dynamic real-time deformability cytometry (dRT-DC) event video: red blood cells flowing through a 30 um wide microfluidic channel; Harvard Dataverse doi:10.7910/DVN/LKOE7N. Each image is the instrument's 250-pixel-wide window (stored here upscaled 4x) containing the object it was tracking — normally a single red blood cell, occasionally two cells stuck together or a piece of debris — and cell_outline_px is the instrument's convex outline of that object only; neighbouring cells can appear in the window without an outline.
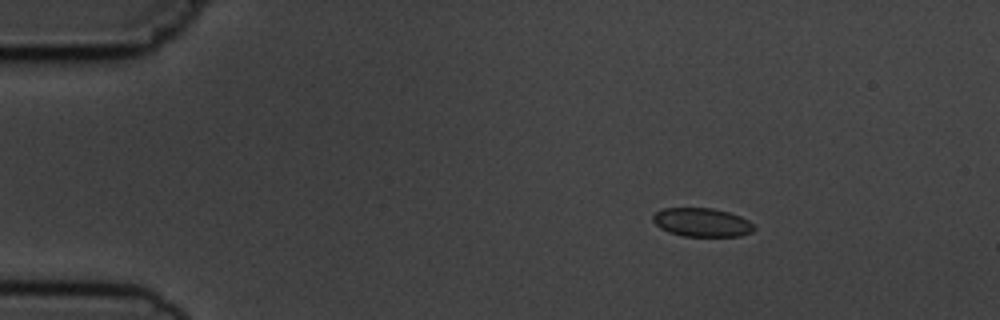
{"species": "common noctule bat (a hibernating species)", "species_latin": "Nyctalus noctula", "temperature_condition": "cold", "stored_images_in_passage": 5, "camera_frame_rate_fps": 3000, "um_per_image_px": 0.085, "animal": {"sex": "male", "body_mass_g": 19.5, "forearm_length_mm": 54.6}, "frame": {"image": 1, "passage_image": 3, "time_ms": 2.333, "image_size_px": [1000, 320], "cell_outline_px": [[756, 228], [752, 232], [740, 236], [684, 236], [668, 232], [660, 228], [652, 220], [652, 216], [656, 212], [664, 208], [712, 208], [728, 212], [740, 216], [748, 220]], "centroid_in_image_um": [59.66, 18.9], "position_along_channel_um": 25.3, "area_um2": 16.88}}